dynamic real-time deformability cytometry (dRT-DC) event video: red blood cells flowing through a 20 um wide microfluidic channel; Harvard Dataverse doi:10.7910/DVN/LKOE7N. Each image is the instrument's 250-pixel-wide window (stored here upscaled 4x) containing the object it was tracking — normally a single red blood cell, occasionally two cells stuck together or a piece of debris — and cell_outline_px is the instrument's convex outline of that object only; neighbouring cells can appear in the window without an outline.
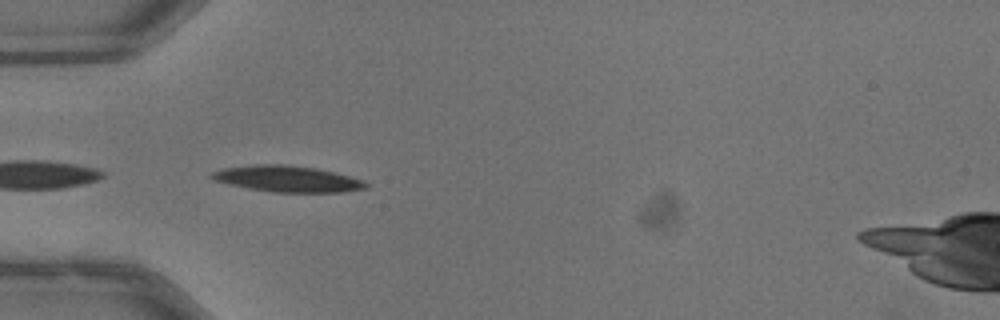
{"species": "common noctule bat (a hibernating species)", "species_latin": "Nyctalus noctula", "temperature_condition": "warm", "stored_images_in_passage": 18, "camera_frame_rate_fps": 3000, "um_per_image_px": 0.085, "animal": {"sex": "male", "body_mass_g": 13.3}, "frame": {"image": 1, "passage_image": 1, "time_ms": 0.0, "image_size_px": [1000, 320], "cell_outline_px": [[368, 188], [344, 192], [272, 192], [248, 188], [212, 180], [208, 176], [212, 172], [224, 168], [256, 164], [280, 164], [312, 168], [332, 172], [348, 176], [360, 180], [368, 184]], "centroid_in_image_um": [24.38, 15.21], "position_along_channel_um": 60.6, "area_um2": 23.18}}
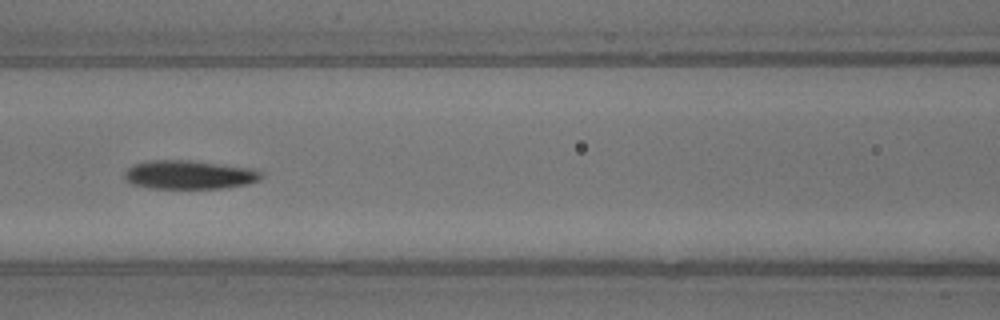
{"frame": {"image": 2, "passage_image": 8, "time_ms": 2.333, "image_size_px": [1000, 320], "cell_outline_px": [[260, 180], [248, 184], [224, 188], [148, 188], [132, 184], [124, 176], [124, 172], [132, 164], [148, 160], [188, 160], [252, 168], [260, 172]], "centroid_in_image_um": [16.05, 14.85], "position_along_channel_um": 150.6, "area_um2": 22.83}}
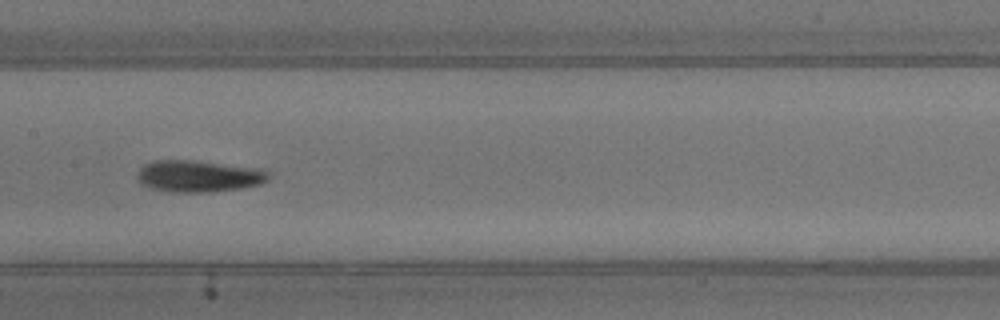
{"frame": {"image": 3, "passage_image": 11, "time_ms": 3.333, "image_size_px": [1000, 320], "cell_outline_px": [[268, 180], [260, 184], [240, 188], [212, 192], [168, 192], [152, 188], [140, 184], [140, 168], [144, 164], [152, 160], [196, 160], [256, 168], [268, 172]], "centroid_in_image_um": [16.87, 14.97], "position_along_channel_um": 190.5, "area_um2": 24.1}}